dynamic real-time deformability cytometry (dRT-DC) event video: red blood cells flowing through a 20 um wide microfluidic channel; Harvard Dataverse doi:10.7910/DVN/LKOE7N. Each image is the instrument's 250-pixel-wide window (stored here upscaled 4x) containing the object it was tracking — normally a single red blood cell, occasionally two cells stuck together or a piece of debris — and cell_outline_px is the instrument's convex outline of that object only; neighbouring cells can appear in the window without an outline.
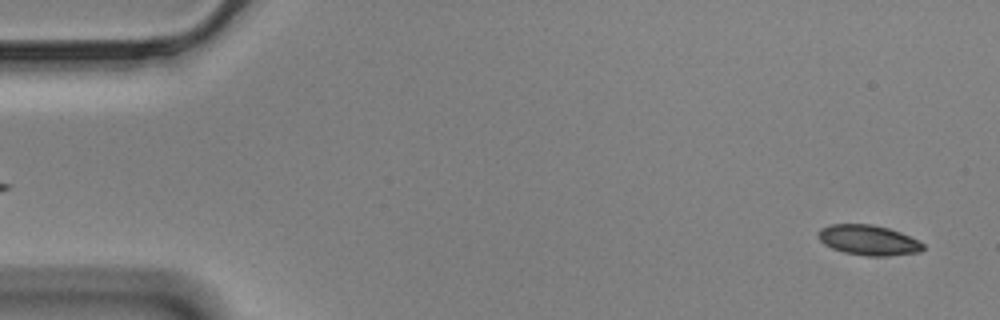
{"species": "Egyptian fruit bat (a non-hibernating species)", "species_latin": "Rousettus aegyptiacus", "temperature_condition": "cold", "stored_images_in_passage": 57, "segment_of_instrument_passage": [1, 2], "camera_frame_rate_fps": 3000, "um_per_image_px": 0.085, "animal": {"sex": "male"}, "frame": {"image": 1, "passage_image": 2, "time_ms": 0.333, "image_size_px": [1000, 320], "cell_outline_px": [[924, 248], [920, 252], [888, 256], [864, 256], [844, 252], [832, 248], [824, 244], [816, 236], [816, 232], [820, 228], [832, 224], [872, 224], [888, 228], [900, 232], [920, 240], [924, 244]], "centroid_in_image_um": [73.81, 20.41], "position_along_channel_um": 11.2, "area_um2": 18.67}}
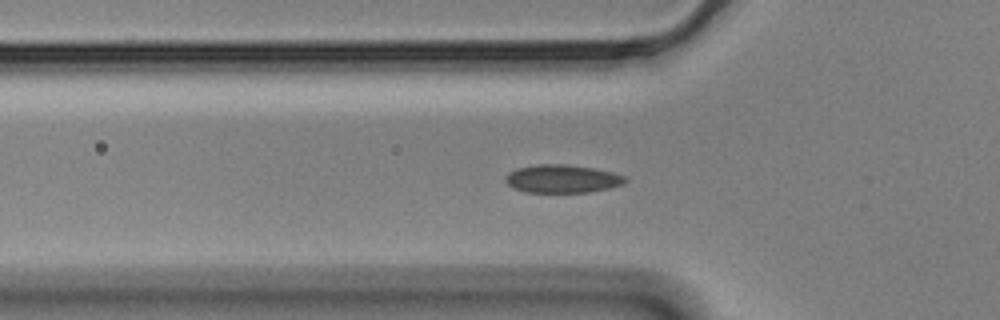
{"frame": {"image": 2, "passage_image": 18, "time_ms": 5.667, "image_size_px": [1000, 320], "cell_outline_px": [[628, 180], [624, 184], [608, 188], [588, 192], [528, 192], [516, 188], [508, 184], [504, 180], [504, 176], [508, 172], [516, 168], [536, 164], [568, 164], [592, 168], [612, 172], [624, 176]], "centroid_in_image_um": [47.77, 15.18], "position_along_channel_um": 78.0, "area_um2": 19.59}}
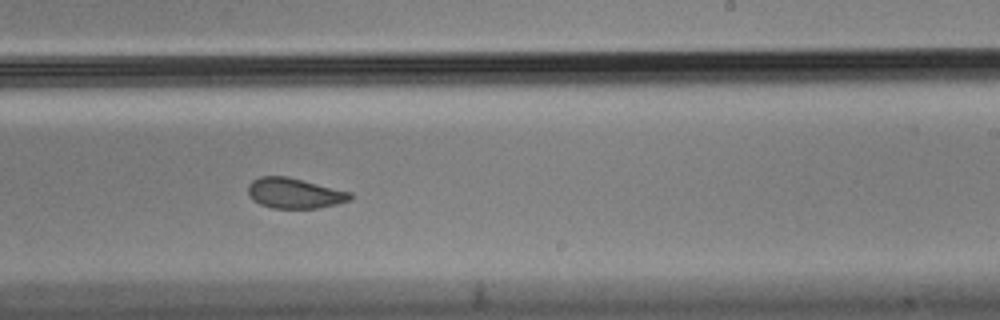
{"frame": {"image": 3, "passage_image": 34, "time_ms": 11.0, "image_size_px": [1000, 320], "cell_outline_px": [[352, 200], [336, 204], [316, 208], [272, 208], [260, 204], [252, 200], [248, 196], [248, 184], [252, 180], [260, 176], [288, 176], [352, 192]], "centroid_in_image_um": [25.02, 16.41], "position_along_channel_um": 264.0, "area_um2": 18.26}}